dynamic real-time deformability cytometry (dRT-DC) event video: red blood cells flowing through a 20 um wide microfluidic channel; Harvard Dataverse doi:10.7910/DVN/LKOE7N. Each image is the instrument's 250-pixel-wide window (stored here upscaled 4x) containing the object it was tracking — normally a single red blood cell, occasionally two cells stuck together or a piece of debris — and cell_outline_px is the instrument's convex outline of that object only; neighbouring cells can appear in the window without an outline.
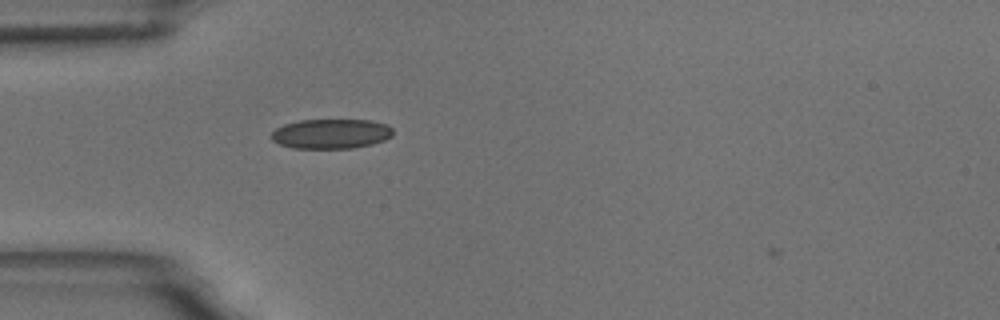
{"species": "common noctule bat (a hibernating species)", "species_latin": "Nyctalus noctula", "temperature_condition": "room temperature", "stored_images_in_passage": 44, "camera_frame_rate_fps": 3000, "um_per_image_px": 0.085, "animal": {"sex": "male", "body_mass_g": 18.8}, "frame": {"image": 1, "passage_image": 8, "time_ms": 2.333, "image_size_px": [1000, 320], "cell_outline_px": [[392, 136], [384, 140], [372, 144], [352, 148], [292, 148], [280, 144], [272, 140], [272, 132], [276, 128], [284, 124], [300, 120], [372, 120], [388, 124], [392, 128]], "centroid_in_image_um": [28.16, 11.36], "position_along_channel_um": 56.8, "area_um2": 21.1}}
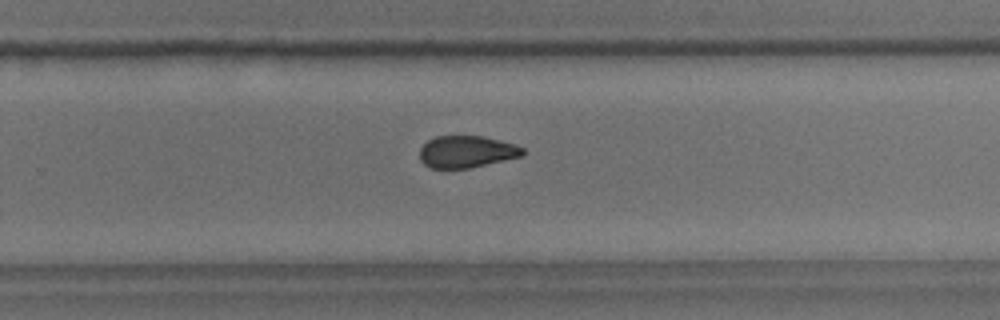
{"frame": {"image": 2, "passage_image": 27, "time_ms": 8.667, "image_size_px": [1000, 320], "cell_outline_px": [[524, 156], [468, 168], [432, 168], [424, 164], [420, 160], [420, 148], [428, 140], [436, 136], [484, 136], [516, 144], [524, 148]], "centroid_in_image_um": [39.69, 12.89], "position_along_channel_um": 290.1, "area_um2": 19.25}}
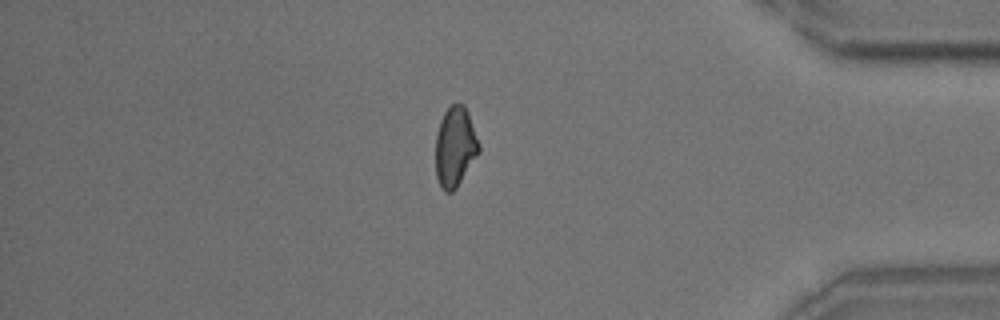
{"frame": {"image": 3, "passage_image": 38, "time_ms": 12.333, "image_size_px": [1000, 320], "cell_outline_px": [[480, 152], [456, 188], [452, 192], [444, 192], [440, 188], [436, 176], [436, 136], [440, 120], [444, 112], [456, 100], [464, 104], [468, 112], [480, 144]], "centroid_in_image_um": [38.69, 12.46], "position_along_channel_um": 396.5, "area_um2": 20.46}}